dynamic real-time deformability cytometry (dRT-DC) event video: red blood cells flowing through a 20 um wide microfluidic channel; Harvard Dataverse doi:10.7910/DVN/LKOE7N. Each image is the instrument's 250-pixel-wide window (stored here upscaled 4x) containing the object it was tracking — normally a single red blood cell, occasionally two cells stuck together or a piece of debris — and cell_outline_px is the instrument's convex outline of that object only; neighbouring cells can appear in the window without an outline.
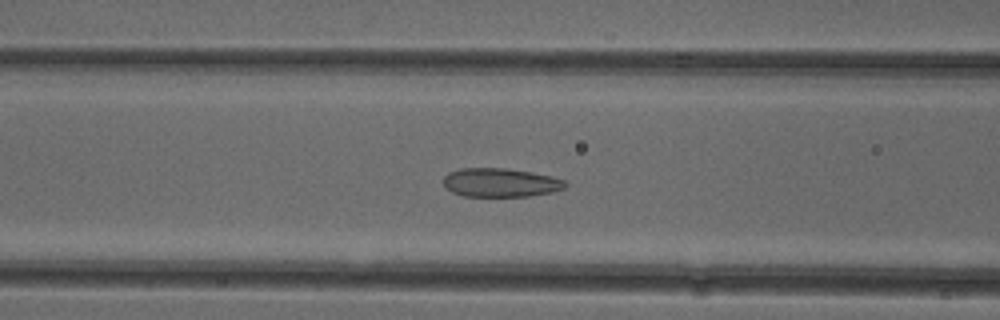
{"species": "common noctule bat (a hibernating species)", "species_latin": "Nyctalus noctula", "temperature_condition": "cold", "stored_images_in_passage": 52, "camera_frame_rate_fps": 3000, "um_per_image_px": 0.085, "animal": {"sex": "female"}, "frame": {"image": 1, "passage_image": 21, "time_ms": 6.667, "image_size_px": [1000, 320], "cell_outline_px": [[568, 184], [564, 188], [552, 192], [528, 196], [464, 196], [452, 192], [444, 188], [444, 176], [448, 172], [460, 168], [504, 168], [532, 172], [552, 176], [564, 180]], "centroid_in_image_um": [42.52, 15.51], "position_along_channel_um": 124.1, "area_um2": 20.52}}
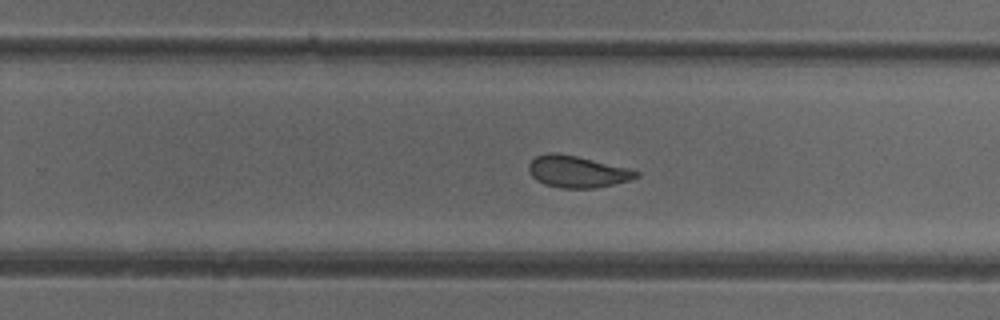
{"frame": {"image": 2, "passage_image": 33, "time_ms": 10.667, "image_size_px": [1000, 320], "cell_outline_px": [[640, 176], [628, 180], [596, 188], [560, 188], [544, 184], [536, 180], [528, 172], [528, 164], [536, 156], [548, 152], [556, 152], [576, 156], [628, 168], [640, 172]], "centroid_in_image_um": [49.02, 14.59], "position_along_channel_um": 280.8, "area_um2": 19.83}}
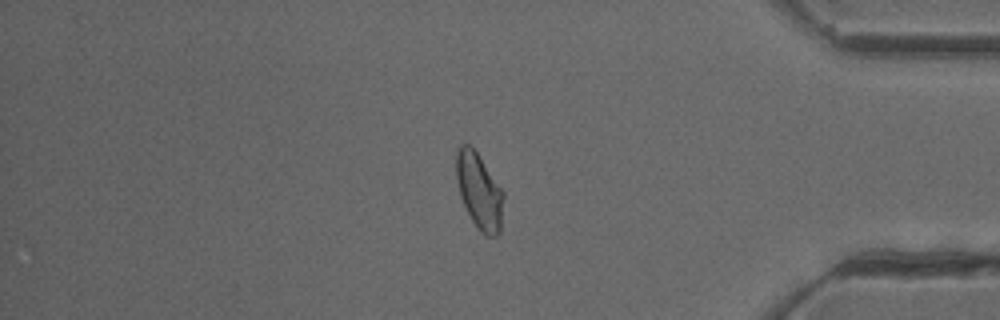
{"frame": {"image": 3, "passage_image": 44, "time_ms": 14.333, "image_size_px": [1000, 320], "cell_outline_px": [[504, 196], [500, 232], [496, 236], [484, 236], [480, 232], [472, 220], [460, 196], [456, 180], [456, 152], [460, 144], [472, 144], [504, 192]], "centroid_in_image_um": [40.73, 16.22], "position_along_channel_um": 394.5, "area_um2": 21.1}, "authors_computed_cell_mechanics": {"area_um2": 21.2126, "velocity_mm_per_s": 3.915, "shape_relaxation_time_tau1_ms": 6.0958, "shape_relaxation_time_tau2_ms": 1.4595, "deformation_change_tau1": 0.1192, "deformation_change_tau2": 0.0662}}